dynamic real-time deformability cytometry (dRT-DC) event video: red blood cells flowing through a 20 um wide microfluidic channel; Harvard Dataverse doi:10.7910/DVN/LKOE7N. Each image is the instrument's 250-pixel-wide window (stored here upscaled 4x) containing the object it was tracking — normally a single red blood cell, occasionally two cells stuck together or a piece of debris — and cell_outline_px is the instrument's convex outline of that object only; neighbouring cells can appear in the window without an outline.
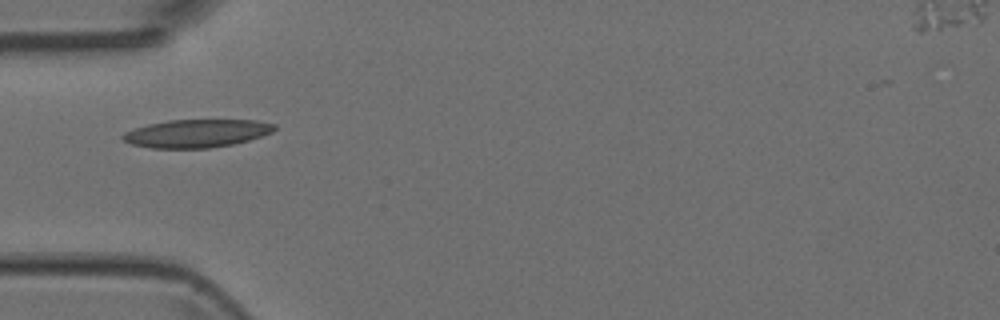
{"species": "Egyptian fruit bat (a non-hibernating species)", "species_latin": "Rousettus aegyptiacus", "temperature_condition": "room temperature", "stored_images_in_passage": 6, "camera_frame_rate_fps": 3000, "um_per_image_px": 0.085, "animal": {"sex": "female"}, "frame": {"image": 1, "passage_image": 5, "time_ms": 1.333, "image_size_px": [1000, 320], "cell_outline_px": [[276, 128], [272, 132], [248, 140], [232, 144], [208, 148], [152, 148], [132, 144], [124, 140], [120, 136], [124, 132], [148, 124], [168, 120], [256, 120], [276, 124]], "centroid_in_image_um": [16.71, 11.33], "position_along_channel_um": 68.3, "area_um2": 24.62}}
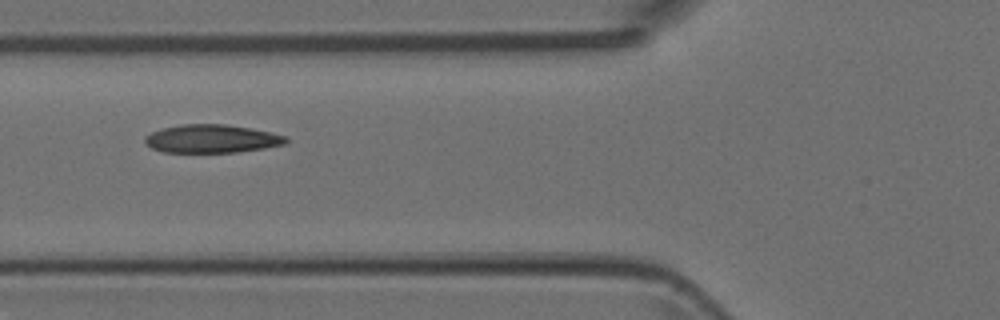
{"frame": {"image": 2, "passage_image": 6, "time_ms": 1.667, "image_size_px": [1000, 320], "cell_outline_px": [[288, 140], [284, 144], [264, 148], [236, 152], [164, 152], [152, 148], [144, 140], [144, 136], [152, 132], [164, 128], [180, 124], [224, 124], [248, 128], [268, 132], [284, 136]], "centroid_in_image_um": [17.96, 11.79], "position_along_channel_um": 107.8, "area_um2": 22.83}}